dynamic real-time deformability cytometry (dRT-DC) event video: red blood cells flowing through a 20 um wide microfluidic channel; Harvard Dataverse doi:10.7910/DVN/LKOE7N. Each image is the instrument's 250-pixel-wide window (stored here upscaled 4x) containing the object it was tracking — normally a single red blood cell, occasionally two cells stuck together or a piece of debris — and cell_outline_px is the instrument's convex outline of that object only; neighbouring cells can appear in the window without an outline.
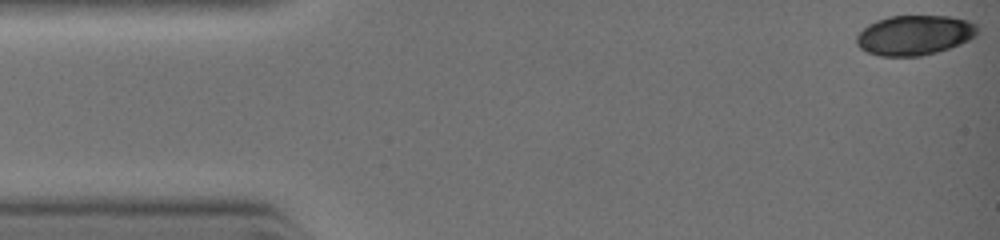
{"species": "common noctule bat (a hibernating species)", "species_latin": "Nyctalus noctula", "temperature_condition": "warm", "stored_images_in_passage": 14, "camera_frame_rate_fps": 3000, "um_per_image_px": 0.085, "animal": {"sex": "female", "body_mass_g": 19.0, "forearm_length_mm": 51.5}, "frame": {"image": 1, "passage_image": 1, "time_ms": 0.0, "image_size_px": [1000, 240], "cell_outline_px": [[980, 28], [976, 36], [960, 44], [936, 52], [920, 56], [880, 56], [868, 52], [860, 48], [856, 44], [856, 36], [868, 24], [876, 20], [888, 16], [948, 16], [968, 20], [976, 24]], "centroid_in_image_um": [77.74, 2.98], "position_along_channel_um": 7.3, "area_um2": 28.21}}
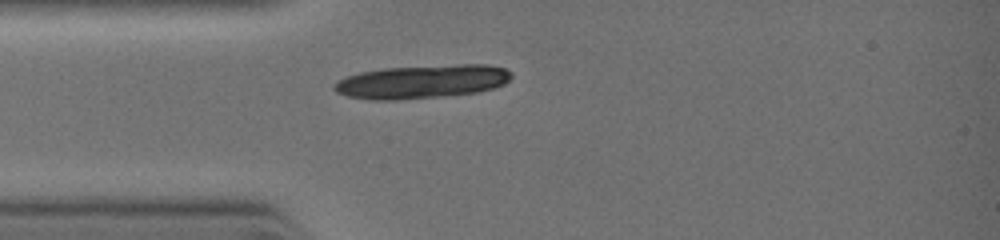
{"frame": {"image": 2, "passage_image": 8, "time_ms": 2.667, "image_size_px": [1000, 240], "cell_outline_px": [[512, 76], [504, 84], [492, 88], [476, 92], [440, 96], [400, 100], [368, 100], [348, 96], [336, 92], [332, 88], [332, 84], [348, 76], [360, 72], [384, 68], [456, 64], [488, 64], [504, 68], [512, 72]], "centroid_in_image_um": [35.85, 6.93], "position_along_channel_um": 49.1, "area_um2": 34.68}}